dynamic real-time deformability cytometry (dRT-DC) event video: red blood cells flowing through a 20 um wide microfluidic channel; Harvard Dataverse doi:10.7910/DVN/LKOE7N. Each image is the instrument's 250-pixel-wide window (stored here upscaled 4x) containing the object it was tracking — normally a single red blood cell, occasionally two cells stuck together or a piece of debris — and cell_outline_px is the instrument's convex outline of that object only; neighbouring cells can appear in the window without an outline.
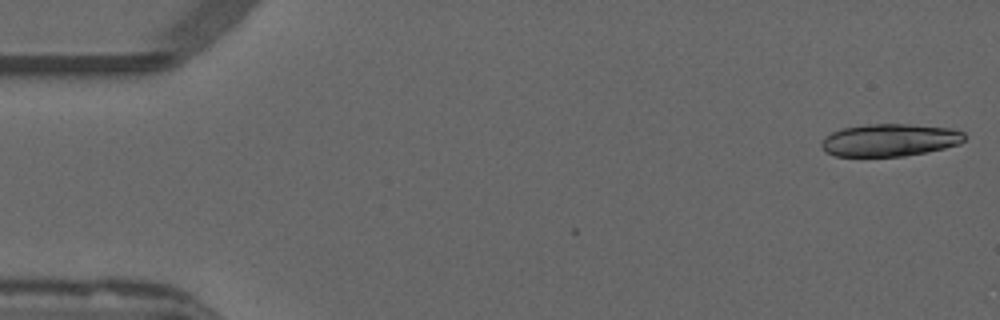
{"species": "common noctule bat (a hibernating species)", "species_latin": "Nyctalus noctula", "temperature_condition": "warm", "stored_images_in_passage": 3, "camera_frame_rate_fps": 3000, "um_per_image_px": 0.085, "animal": {"sex": "male", "forearm_length_mm": 52.5}, "frame": {"image": 1, "passage_image": 1, "time_ms": 0.0, "image_size_px": [1000, 320], "cell_outline_px": [[964, 140], [960, 144], [944, 148], [904, 156], [836, 156], [824, 152], [820, 144], [824, 136], [832, 132], [844, 128], [864, 124], [908, 124], [952, 128], [964, 132]], "centroid_in_image_um": [75.6, 11.9], "position_along_channel_um": 9.4, "area_um2": 27.17}}